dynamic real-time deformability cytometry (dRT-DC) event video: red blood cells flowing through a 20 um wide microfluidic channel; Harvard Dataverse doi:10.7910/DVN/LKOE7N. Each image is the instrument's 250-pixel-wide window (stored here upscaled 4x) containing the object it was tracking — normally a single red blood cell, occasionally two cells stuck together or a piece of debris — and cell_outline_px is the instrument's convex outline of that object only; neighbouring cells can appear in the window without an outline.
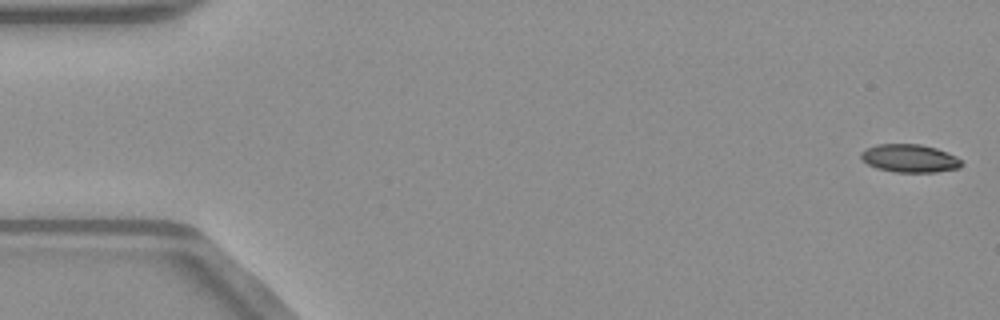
{"species": "common noctule bat (a hibernating species)", "species_latin": "Nyctalus noctula", "temperature_condition": "warm", "stored_images_in_passage": 51, "camera_frame_rate_fps": 3000, "um_per_image_px": 0.085, "animal": {"sex": "male", "body_mass_g": 23.1, "forearm_length_mm": 52.7}, "frame": {"image": 1, "passage_image": 1, "time_ms": 0.0, "image_size_px": [1000, 320], "cell_outline_px": [[964, 164], [960, 168], [936, 172], [896, 172], [876, 168], [868, 164], [860, 156], [860, 152], [876, 144], [920, 144], [936, 148], [948, 152], [956, 156]], "centroid_in_image_um": [77.35, 13.46], "position_along_channel_um": 7.7, "area_um2": 16.47}}
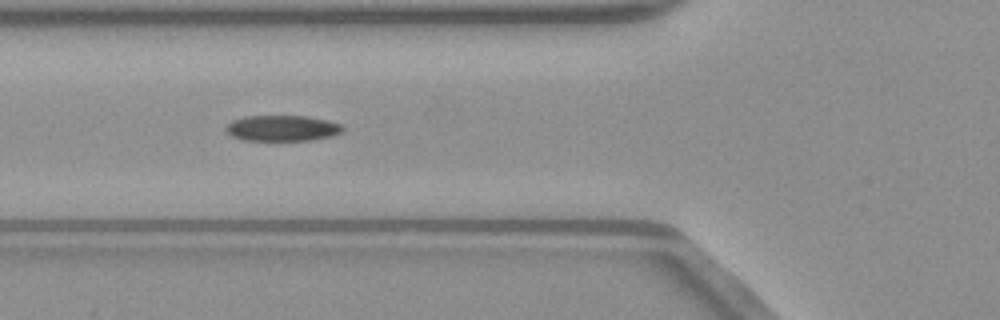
{"frame": {"image": 2, "passage_image": 19, "time_ms": 6.0, "image_size_px": [1000, 320], "cell_outline_px": [[344, 132], [332, 136], [312, 140], [244, 140], [232, 136], [224, 128], [232, 120], [244, 116], [308, 116], [328, 120], [344, 124]], "centroid_in_image_um": [24.05, 10.89], "position_along_channel_um": 101.8, "area_um2": 17.74}}
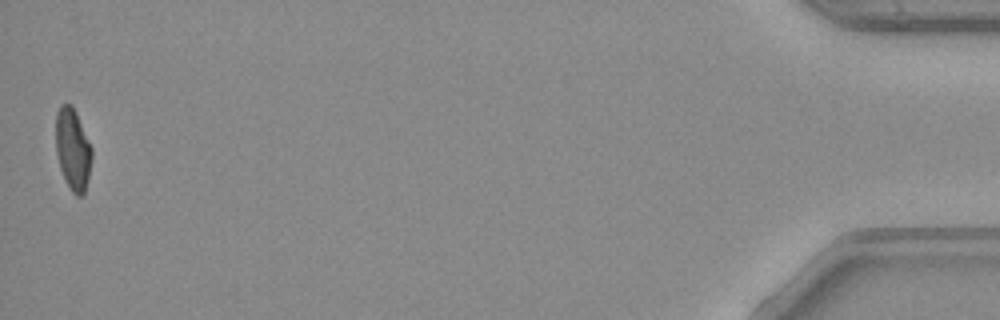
{"frame": {"image": 3, "passage_image": 51, "time_ms": 16.667, "image_size_px": [1000, 320], "cell_outline_px": [[92, 160], [84, 192], [80, 196], [76, 196], [72, 192], [60, 168], [56, 152], [56, 112], [60, 104], [72, 104], [76, 112], [92, 148]], "centroid_in_image_um": [6.18, 12.65], "position_along_channel_um": 429.0, "area_um2": 16.99}, "authors_computed_cell_mechanics": {"area_um2": 17.918, "velocity_mm_per_s": 4.0259, "shape_relaxation_time_tau1_ms": 5.8905, "shape_relaxation_time_tau2_ms": 2.5265, "deformation_change_tau1": 0.1898, "deformation_change_tau2": 0.0838}}